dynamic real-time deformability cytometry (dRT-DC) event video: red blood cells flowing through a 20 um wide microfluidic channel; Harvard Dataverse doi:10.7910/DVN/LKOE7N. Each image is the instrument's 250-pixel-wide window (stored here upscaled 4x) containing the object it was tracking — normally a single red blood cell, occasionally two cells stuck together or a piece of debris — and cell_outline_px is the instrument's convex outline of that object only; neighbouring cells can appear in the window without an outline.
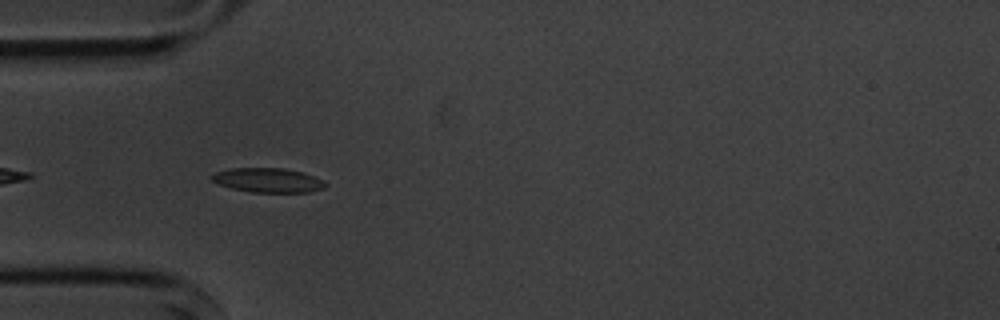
{"species": "common noctule bat (a hibernating species)", "species_latin": "Nyctalus noctula", "temperature_condition": "cold", "stored_images_in_passage": 7, "camera_frame_rate_fps": 3000, "um_per_image_px": 0.085, "animal": {"sex": "male", "body_mass_g": 20.1, "forearm_length_mm": 53.5}, "frame": {"image": 1, "passage_image": 4, "time_ms": 3.667, "image_size_px": [1000, 320], "cell_outline_px": [[328, 184], [324, 188], [308, 192], [252, 192], [232, 188], [220, 184], [212, 180], [208, 176], [216, 172], [228, 168], [284, 168], [304, 172]], "centroid_in_image_um": [22.75, 15.31], "position_along_channel_um": 62.2, "area_um2": 16.07}}
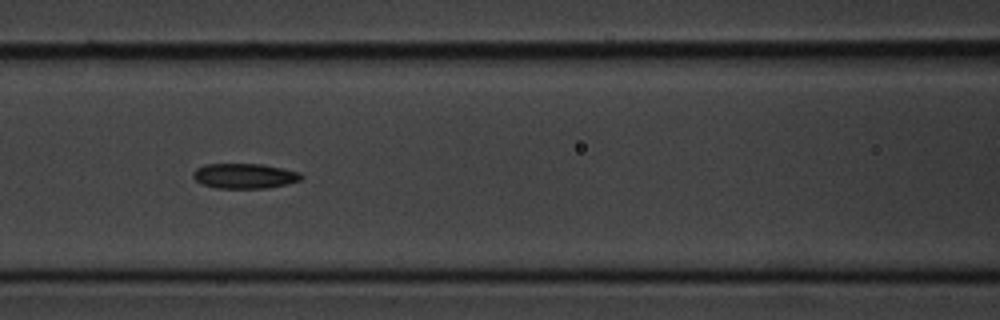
{"frame": {"image": 2, "passage_image": 6, "time_ms": 6.0, "image_size_px": [1000, 320], "cell_outline_px": [[304, 176], [300, 180], [268, 188], [216, 188], [200, 184], [192, 176], [192, 172], [196, 168], [204, 164], [264, 164], [300, 172]], "centroid_in_image_um": [20.75, 14.95], "position_along_channel_um": 145.9, "area_um2": 15.9}}
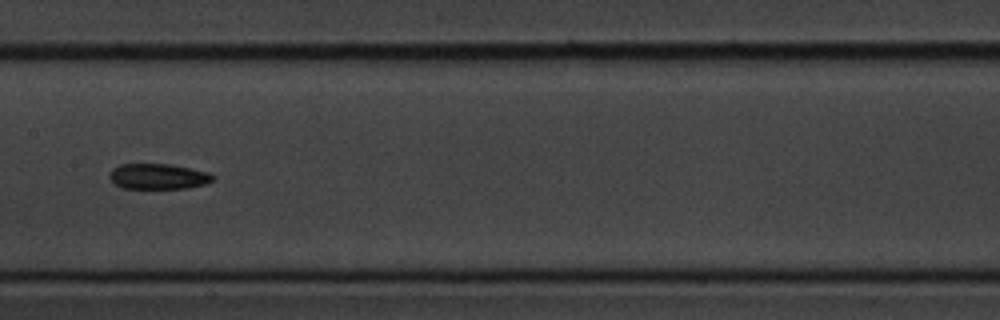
{"frame": {"image": 3, "passage_image": 7, "time_ms": 7.333, "image_size_px": [1000, 320], "cell_outline_px": [[216, 176], [212, 180], [204, 184], [188, 188], [124, 188], [116, 184], [108, 176], [112, 168], [120, 164], [172, 164], [212, 172]], "centroid_in_image_um": [13.49, 14.98], "position_along_channel_um": 193.9, "area_um2": 15.49}}